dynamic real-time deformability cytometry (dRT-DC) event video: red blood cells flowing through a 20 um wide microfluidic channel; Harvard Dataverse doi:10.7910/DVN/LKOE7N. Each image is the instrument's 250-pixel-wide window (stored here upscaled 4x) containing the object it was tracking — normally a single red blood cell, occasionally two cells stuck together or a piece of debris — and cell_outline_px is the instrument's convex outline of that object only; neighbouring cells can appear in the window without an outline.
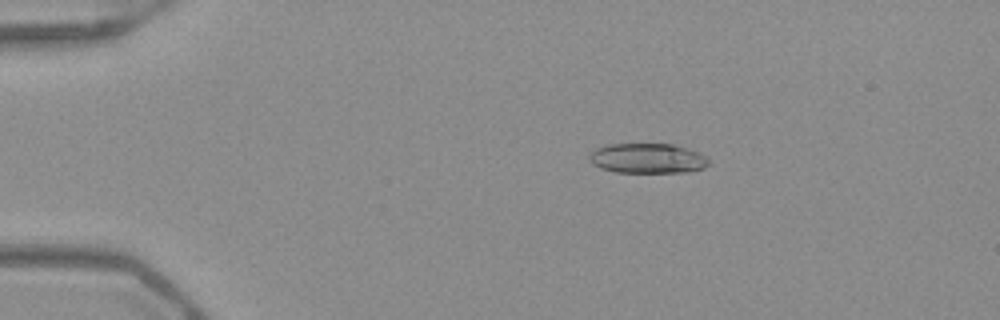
{"species": "Egyptian fruit bat (a non-hibernating species)", "species_latin": "Rousettus aegyptiacus", "temperature_condition": "warm", "stored_images_in_passage": 43, "camera_frame_rate_fps": 3000, "um_per_image_px": 0.085, "frame": {"image": 1, "passage_image": 1, "time_ms": 0.0, "image_size_px": [1000, 320], "cell_outline_px": [[708, 164], [704, 168], [688, 172], [616, 172], [600, 168], [592, 164], [588, 160], [588, 152], [604, 144], [672, 144], [688, 148], [704, 156], [708, 160]], "centroid_in_image_um": [54.96, 13.45], "position_along_channel_um": 30.0, "area_um2": 20.98}}
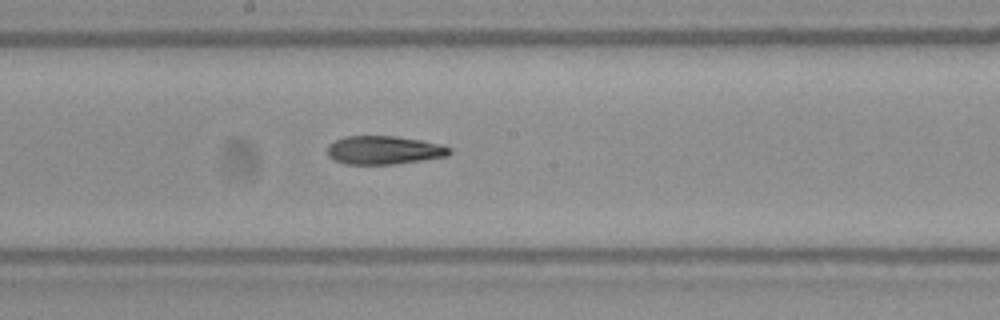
{"frame": {"image": 2, "passage_image": 20, "time_ms": 6.333, "image_size_px": [1000, 320], "cell_outline_px": [[452, 152], [448, 156], [396, 164], [344, 164], [328, 156], [328, 144], [344, 136], [396, 136], [420, 140], [440, 144], [452, 148]], "centroid_in_image_um": [32.65, 12.76], "position_along_channel_um": 215.5, "area_um2": 20.29}}
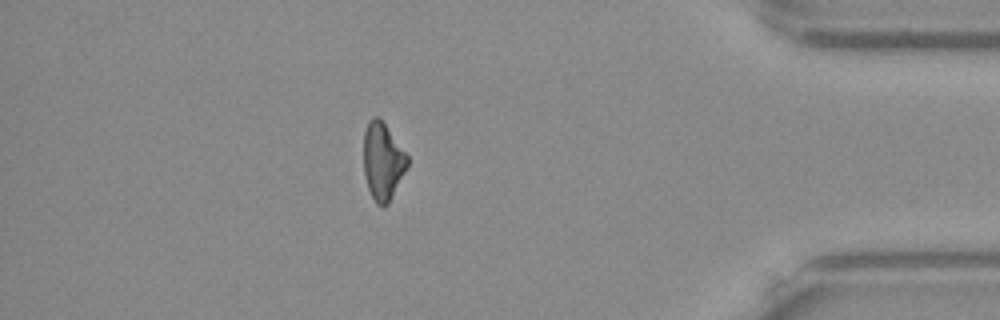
{"frame": {"image": 3, "passage_image": 37, "time_ms": 12.0, "image_size_px": [1000, 320], "cell_outline_px": [[408, 168], [388, 204], [384, 208], [376, 204], [368, 188], [364, 172], [364, 132], [368, 120], [372, 116], [376, 116], [384, 124], [408, 156]], "centroid_in_image_um": [32.53, 13.75], "position_along_channel_um": 402.7, "area_um2": 19.65}, "authors_computed_cell_mechanics": {"area_um2": 20.6346, "velocity_mm_per_s": 3.9511, "shape_relaxation_time_tau1_ms": null, "shape_relaxation_time_tau2_ms": 4.4032, "deformation_change_tau1": null, "deformation_change_tau2": 0.1379}}